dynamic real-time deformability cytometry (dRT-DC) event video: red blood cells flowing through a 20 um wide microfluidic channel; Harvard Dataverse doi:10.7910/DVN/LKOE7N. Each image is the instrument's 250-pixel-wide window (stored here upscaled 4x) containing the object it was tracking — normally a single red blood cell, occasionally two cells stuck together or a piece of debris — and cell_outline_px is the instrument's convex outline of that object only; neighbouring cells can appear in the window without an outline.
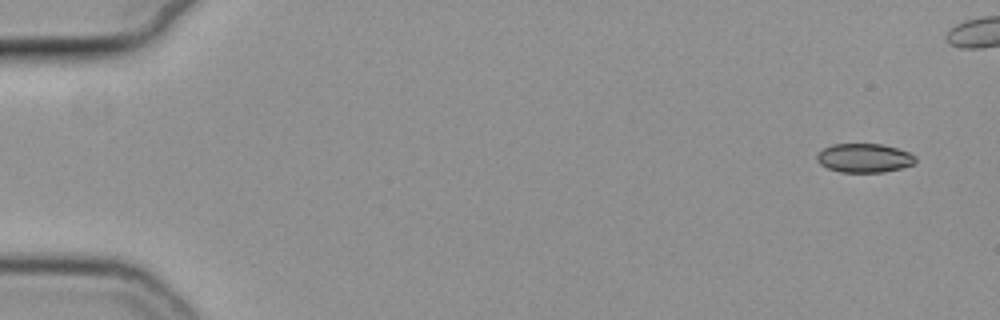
{"species": "common noctule bat (a hibernating species)", "species_latin": "Nyctalus noctula", "temperature_condition": "cold", "stored_images_in_passage": 47, "camera_frame_rate_fps": 3000, "um_per_image_px": 0.085, "animal": {"sex": "female", "body_mass_g": 19.3, "forearm_length_mm": 54.1}, "frame": {"image": 1, "passage_image": 1, "time_ms": 0.0, "image_size_px": [1000, 320], "cell_outline_px": [[916, 164], [904, 168], [884, 172], [840, 172], [828, 168], [820, 164], [816, 160], [816, 156], [824, 148], [832, 144], [880, 144], [896, 148], [908, 152], [916, 156]], "centroid_in_image_um": [73.49, 13.44], "position_along_channel_um": 11.5, "area_um2": 16.7}}
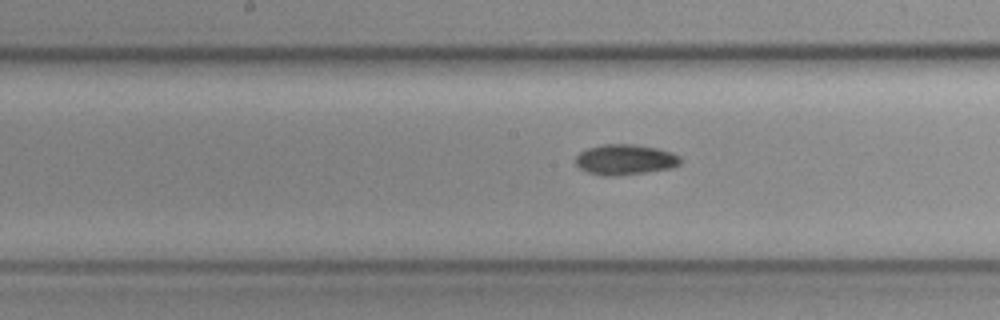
{"frame": {"image": 2, "passage_image": 27, "time_ms": 8.667, "image_size_px": [1000, 320], "cell_outline_px": [[680, 164], [672, 168], [616, 176], [604, 176], [588, 172], [580, 168], [576, 164], [576, 156], [580, 152], [588, 148], [600, 144], [632, 144], [656, 148], [672, 152], [680, 156]], "centroid_in_image_um": [53.13, 13.56], "position_along_channel_um": 195.1, "area_um2": 18.55}}
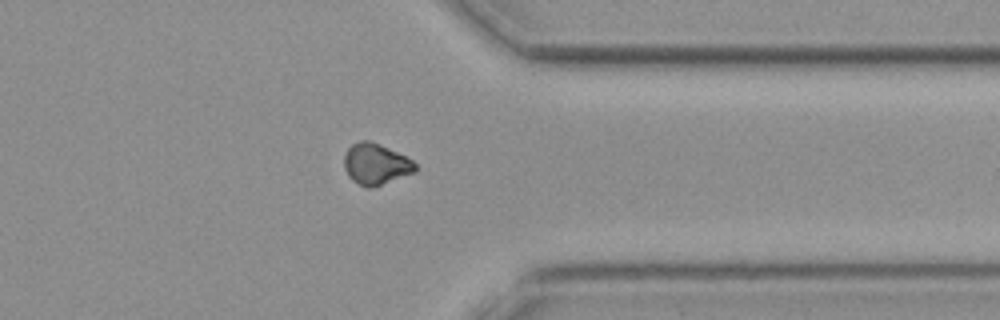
{"frame": {"image": 3, "passage_image": 42, "time_ms": 13.667, "image_size_px": [1000, 320], "cell_outline_px": [[416, 172], [368, 188], [352, 180], [348, 176], [344, 168], [344, 156], [348, 148], [352, 144], [360, 140], [368, 140], [388, 148], [412, 160], [416, 164]], "centroid_in_image_um": [31.92, 13.93], "position_along_channel_um": 379.5, "area_um2": 16.7}}